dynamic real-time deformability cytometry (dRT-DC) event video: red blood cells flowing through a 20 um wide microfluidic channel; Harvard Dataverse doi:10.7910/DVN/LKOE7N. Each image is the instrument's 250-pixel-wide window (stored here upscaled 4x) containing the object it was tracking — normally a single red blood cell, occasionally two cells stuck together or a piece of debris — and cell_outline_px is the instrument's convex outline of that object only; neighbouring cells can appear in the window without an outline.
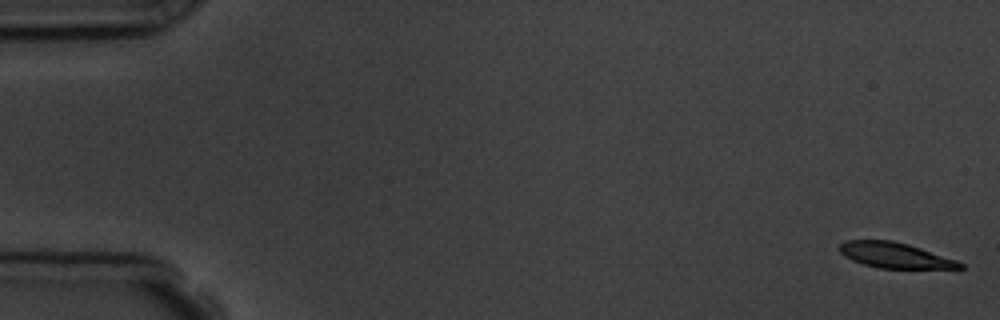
{"species": "common noctule bat (a hibernating species)", "species_latin": "Nyctalus noctula", "temperature_condition": "room temperature", "stored_images_in_passage": 8, "camera_frame_rate_fps": 3000, "um_per_image_px": 0.085, "animal": {"sex": "male", "body_mass_g": 19.5, "forearm_length_mm": 54.6}, "frame": {"image": 1, "passage_image": 1, "time_ms": 0.0, "image_size_px": [1000, 320], "cell_outline_px": [[964, 268], [880, 268], [864, 264], [852, 260], [844, 256], [840, 252], [840, 244], [848, 240], [892, 240], [908, 244], [956, 260], [964, 264]], "centroid_in_image_um": [76.05, 21.69], "position_along_channel_um": 8.9, "area_um2": 17.57}}
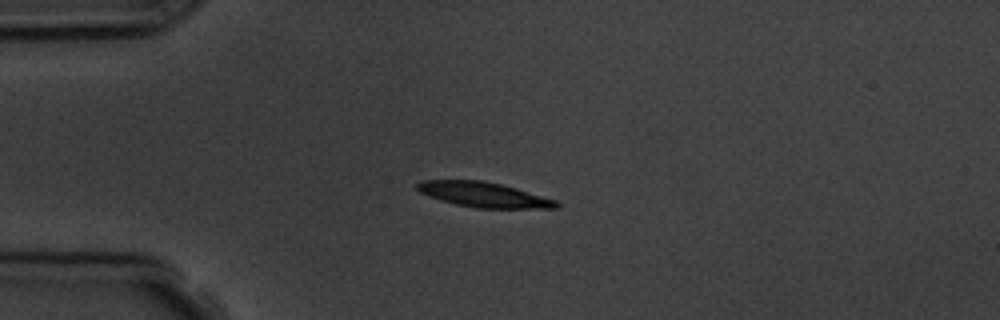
{"frame": {"image": 2, "passage_image": 4, "time_ms": 4.333, "image_size_px": [1000, 320], "cell_outline_px": [[560, 204], [556, 208], [476, 208], [456, 204], [440, 200], [428, 196], [420, 192], [416, 188], [416, 184], [424, 180], [480, 180], [500, 184], [516, 188], [556, 200]], "centroid_in_image_um": [41.09, 16.55], "position_along_channel_um": 43.9, "area_um2": 20.11}}
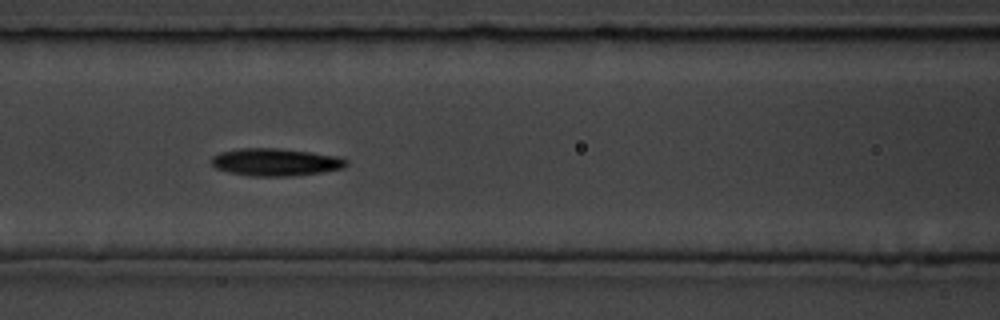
{"frame": {"image": 3, "passage_image": 7, "time_ms": 7.667, "image_size_px": [1000, 320], "cell_outline_px": [[348, 164], [344, 168], [320, 172], [292, 176], [252, 176], [228, 172], [216, 168], [212, 164], [212, 156], [220, 152], [240, 148], [276, 148], [340, 156], [348, 160]], "centroid_in_image_um": [23.43, 13.78], "position_along_channel_um": 143.2, "area_um2": 21.56}}